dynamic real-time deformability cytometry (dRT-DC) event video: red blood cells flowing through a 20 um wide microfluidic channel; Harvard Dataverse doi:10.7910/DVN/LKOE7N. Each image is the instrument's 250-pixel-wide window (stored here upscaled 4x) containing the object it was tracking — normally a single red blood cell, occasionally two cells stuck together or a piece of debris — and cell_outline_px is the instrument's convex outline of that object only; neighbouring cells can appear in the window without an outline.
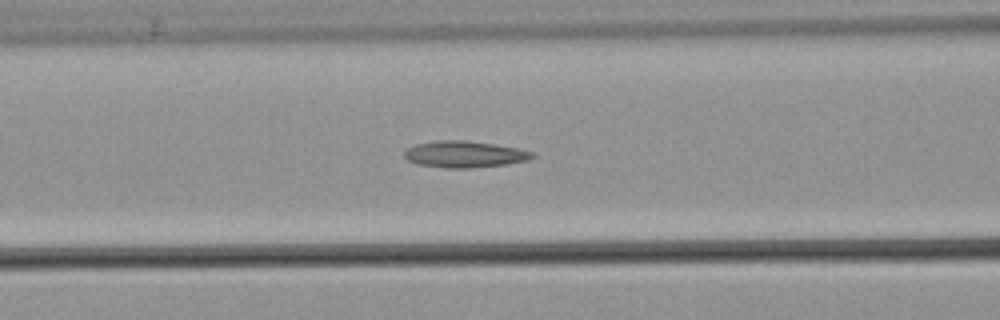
{"species": "common noctule bat (a hibernating species)", "species_latin": "Nyctalus noctula", "temperature_condition": "warm", "stored_images_in_passage": 39, "camera_frame_rate_fps": 3000, "um_per_image_px": 0.085, "animal": {"sex": "male", "body_mass_g": 21.5, "forearm_length_mm": 52.0}, "frame": {"image": 1, "passage_image": 17, "time_ms": 5.333, "image_size_px": [1000, 320], "cell_outline_px": [[536, 156], [528, 160], [508, 164], [472, 168], [444, 168], [416, 164], [408, 160], [404, 156], [404, 152], [408, 148], [416, 144], [436, 140], [468, 140], [516, 148], [536, 152]], "centroid_in_image_um": [39.5, 13.12], "position_along_channel_um": 127.1, "area_um2": 19.94}}